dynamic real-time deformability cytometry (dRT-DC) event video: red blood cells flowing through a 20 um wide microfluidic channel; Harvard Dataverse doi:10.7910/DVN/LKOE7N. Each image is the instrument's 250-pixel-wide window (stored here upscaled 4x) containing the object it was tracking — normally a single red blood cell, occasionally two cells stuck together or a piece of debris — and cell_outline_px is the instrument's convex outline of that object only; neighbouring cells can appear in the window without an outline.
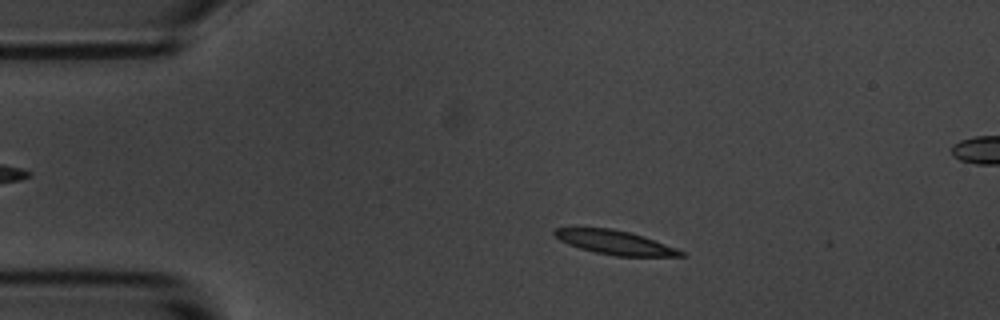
{"species": "common noctule bat (a hibernating species)", "species_latin": "Nyctalus noctula", "temperature_condition": "room temperature", "stored_images_in_passage": 56, "segment_of_instrument_passage": [1, 2], "camera_frame_rate_fps": 3000, "um_per_image_px": 0.085, "animal": {"sex": "male", "body_mass_g": 20.1, "forearm_length_mm": 53.5}, "frame": {"image": 1, "passage_image": 9, "time_ms": 2.667, "image_size_px": [1000, 320], "cell_outline_px": [[688, 256], [616, 256], [596, 252], [580, 248], [568, 244], [560, 240], [552, 232], [556, 228], [612, 228], [632, 232], [644, 236], [676, 248], [684, 252]], "centroid_in_image_um": [52.3, 20.6], "position_along_channel_um": 32.7, "area_um2": 17.57}}
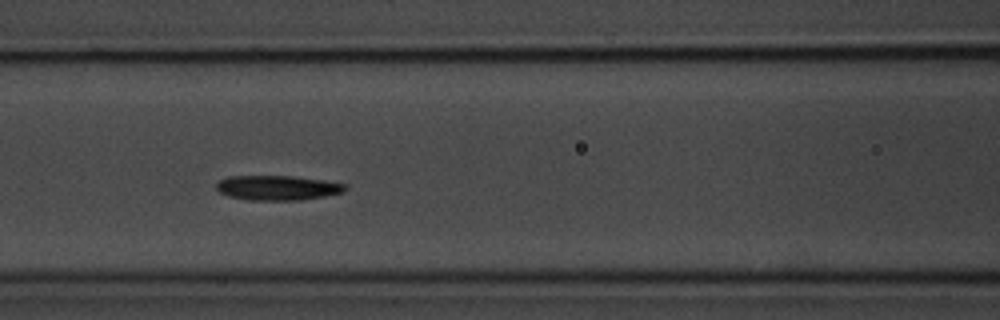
{"frame": {"image": 2, "passage_image": 22, "time_ms": 7.0, "image_size_px": [1000, 320], "cell_outline_px": [[348, 188], [344, 192], [324, 196], [300, 200], [248, 200], [228, 196], [220, 192], [216, 188], [216, 184], [220, 180], [228, 176], [292, 176], [324, 180], [348, 184]], "centroid_in_image_um": [23.62, 15.96], "position_along_channel_um": 143.0, "area_um2": 18.67}}
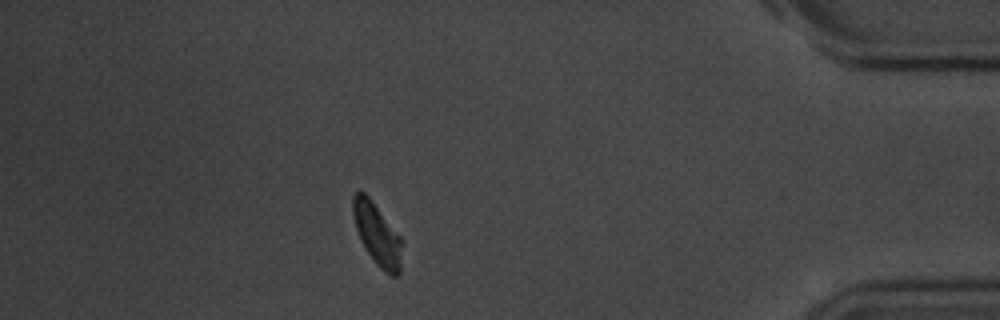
{"frame": {"image": 3, "passage_image": 48, "time_ms": 15.667, "image_size_px": [1000, 320], "cell_outline_px": [[404, 240], [400, 276], [392, 276], [384, 272], [376, 264], [360, 240], [356, 228], [352, 212], [352, 196], [356, 192], [364, 192], [372, 200]], "centroid_in_image_um": [32.1, 19.94], "position_along_channel_um": 403.1, "area_um2": 18.09}}